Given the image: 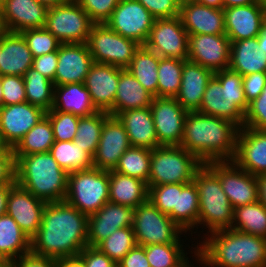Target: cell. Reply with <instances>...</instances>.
Here are the masks:
<instances>
[{
    "mask_svg": "<svg viewBox=\"0 0 266 267\" xmlns=\"http://www.w3.org/2000/svg\"><path fill=\"white\" fill-rule=\"evenodd\" d=\"M87 227L88 216L65 200L47 203L31 252L54 259L78 255L88 246Z\"/></svg>",
    "mask_w": 266,
    "mask_h": 267,
    "instance_id": "6da1fadb",
    "label": "cell"
},
{
    "mask_svg": "<svg viewBox=\"0 0 266 267\" xmlns=\"http://www.w3.org/2000/svg\"><path fill=\"white\" fill-rule=\"evenodd\" d=\"M240 127L233 122L187 112L180 146L194 154L203 164L211 161H232L236 152Z\"/></svg>",
    "mask_w": 266,
    "mask_h": 267,
    "instance_id": "7a4b0ae2",
    "label": "cell"
},
{
    "mask_svg": "<svg viewBox=\"0 0 266 267\" xmlns=\"http://www.w3.org/2000/svg\"><path fill=\"white\" fill-rule=\"evenodd\" d=\"M210 235L194 251L205 267H266V238L231 228Z\"/></svg>",
    "mask_w": 266,
    "mask_h": 267,
    "instance_id": "3957f363",
    "label": "cell"
},
{
    "mask_svg": "<svg viewBox=\"0 0 266 267\" xmlns=\"http://www.w3.org/2000/svg\"><path fill=\"white\" fill-rule=\"evenodd\" d=\"M15 182L46 203L64 201L68 173L50 152L14 155Z\"/></svg>",
    "mask_w": 266,
    "mask_h": 267,
    "instance_id": "277c9868",
    "label": "cell"
},
{
    "mask_svg": "<svg viewBox=\"0 0 266 267\" xmlns=\"http://www.w3.org/2000/svg\"><path fill=\"white\" fill-rule=\"evenodd\" d=\"M248 107L243 76L227 68L214 72L197 112L228 120L242 128Z\"/></svg>",
    "mask_w": 266,
    "mask_h": 267,
    "instance_id": "5b68a950",
    "label": "cell"
},
{
    "mask_svg": "<svg viewBox=\"0 0 266 267\" xmlns=\"http://www.w3.org/2000/svg\"><path fill=\"white\" fill-rule=\"evenodd\" d=\"M193 182L199 196L198 224L209 229L207 233L230 229L234 209L222 189L220 179L204 164Z\"/></svg>",
    "mask_w": 266,
    "mask_h": 267,
    "instance_id": "8992f818",
    "label": "cell"
},
{
    "mask_svg": "<svg viewBox=\"0 0 266 267\" xmlns=\"http://www.w3.org/2000/svg\"><path fill=\"white\" fill-rule=\"evenodd\" d=\"M204 164L181 146H159L151 150L147 186L188 184Z\"/></svg>",
    "mask_w": 266,
    "mask_h": 267,
    "instance_id": "52a82bcc",
    "label": "cell"
},
{
    "mask_svg": "<svg viewBox=\"0 0 266 267\" xmlns=\"http://www.w3.org/2000/svg\"><path fill=\"white\" fill-rule=\"evenodd\" d=\"M65 201L87 216L109 202V171L92 167L68 173Z\"/></svg>",
    "mask_w": 266,
    "mask_h": 267,
    "instance_id": "ba28073f",
    "label": "cell"
},
{
    "mask_svg": "<svg viewBox=\"0 0 266 267\" xmlns=\"http://www.w3.org/2000/svg\"><path fill=\"white\" fill-rule=\"evenodd\" d=\"M94 63L126 69L140 48L136 41L125 38L104 24H94L87 39Z\"/></svg>",
    "mask_w": 266,
    "mask_h": 267,
    "instance_id": "9c48e42d",
    "label": "cell"
},
{
    "mask_svg": "<svg viewBox=\"0 0 266 267\" xmlns=\"http://www.w3.org/2000/svg\"><path fill=\"white\" fill-rule=\"evenodd\" d=\"M132 228L136 244L140 246L181 243L179 234L185 233L169 215L161 212L149 200L135 208Z\"/></svg>",
    "mask_w": 266,
    "mask_h": 267,
    "instance_id": "30bf717a",
    "label": "cell"
},
{
    "mask_svg": "<svg viewBox=\"0 0 266 267\" xmlns=\"http://www.w3.org/2000/svg\"><path fill=\"white\" fill-rule=\"evenodd\" d=\"M94 22L75 1L47 10L45 28L61 44L86 43Z\"/></svg>",
    "mask_w": 266,
    "mask_h": 267,
    "instance_id": "8fae6325",
    "label": "cell"
},
{
    "mask_svg": "<svg viewBox=\"0 0 266 267\" xmlns=\"http://www.w3.org/2000/svg\"><path fill=\"white\" fill-rule=\"evenodd\" d=\"M205 165L220 179L233 209L258 201L256 176L239 168L233 161H211Z\"/></svg>",
    "mask_w": 266,
    "mask_h": 267,
    "instance_id": "7c38bea8",
    "label": "cell"
},
{
    "mask_svg": "<svg viewBox=\"0 0 266 267\" xmlns=\"http://www.w3.org/2000/svg\"><path fill=\"white\" fill-rule=\"evenodd\" d=\"M155 18L138 0H120L105 24L121 36L144 46Z\"/></svg>",
    "mask_w": 266,
    "mask_h": 267,
    "instance_id": "4fadbf2b",
    "label": "cell"
},
{
    "mask_svg": "<svg viewBox=\"0 0 266 267\" xmlns=\"http://www.w3.org/2000/svg\"><path fill=\"white\" fill-rule=\"evenodd\" d=\"M189 35L180 16L155 19L145 47L159 57L188 60Z\"/></svg>",
    "mask_w": 266,
    "mask_h": 267,
    "instance_id": "5bb4252c",
    "label": "cell"
},
{
    "mask_svg": "<svg viewBox=\"0 0 266 267\" xmlns=\"http://www.w3.org/2000/svg\"><path fill=\"white\" fill-rule=\"evenodd\" d=\"M151 113L160 146H180L187 111L175 97H153Z\"/></svg>",
    "mask_w": 266,
    "mask_h": 267,
    "instance_id": "9a60e30c",
    "label": "cell"
},
{
    "mask_svg": "<svg viewBox=\"0 0 266 267\" xmlns=\"http://www.w3.org/2000/svg\"><path fill=\"white\" fill-rule=\"evenodd\" d=\"M231 41L224 35H189L188 60L213 72L230 66Z\"/></svg>",
    "mask_w": 266,
    "mask_h": 267,
    "instance_id": "2e32d148",
    "label": "cell"
},
{
    "mask_svg": "<svg viewBox=\"0 0 266 267\" xmlns=\"http://www.w3.org/2000/svg\"><path fill=\"white\" fill-rule=\"evenodd\" d=\"M46 204L15 182L9 190L6 213L32 239L38 232Z\"/></svg>",
    "mask_w": 266,
    "mask_h": 267,
    "instance_id": "e0dca14e",
    "label": "cell"
},
{
    "mask_svg": "<svg viewBox=\"0 0 266 267\" xmlns=\"http://www.w3.org/2000/svg\"><path fill=\"white\" fill-rule=\"evenodd\" d=\"M135 208L105 203L96 213L88 216L87 240L88 246L96 247L114 231L132 227Z\"/></svg>",
    "mask_w": 266,
    "mask_h": 267,
    "instance_id": "ac0fdd59",
    "label": "cell"
},
{
    "mask_svg": "<svg viewBox=\"0 0 266 267\" xmlns=\"http://www.w3.org/2000/svg\"><path fill=\"white\" fill-rule=\"evenodd\" d=\"M131 146L123 124L116 116H109L103 124L99 144L93 156V167L110 171Z\"/></svg>",
    "mask_w": 266,
    "mask_h": 267,
    "instance_id": "d6986e66",
    "label": "cell"
},
{
    "mask_svg": "<svg viewBox=\"0 0 266 267\" xmlns=\"http://www.w3.org/2000/svg\"><path fill=\"white\" fill-rule=\"evenodd\" d=\"M123 68L93 63L85 78L84 85L90 93L93 105L98 111L113 116V105L117 92L119 75Z\"/></svg>",
    "mask_w": 266,
    "mask_h": 267,
    "instance_id": "ffe728a7",
    "label": "cell"
},
{
    "mask_svg": "<svg viewBox=\"0 0 266 267\" xmlns=\"http://www.w3.org/2000/svg\"><path fill=\"white\" fill-rule=\"evenodd\" d=\"M45 116L44 109L27 101L2 106L0 108V129L4 139L13 149L23 136Z\"/></svg>",
    "mask_w": 266,
    "mask_h": 267,
    "instance_id": "44dd1931",
    "label": "cell"
},
{
    "mask_svg": "<svg viewBox=\"0 0 266 267\" xmlns=\"http://www.w3.org/2000/svg\"><path fill=\"white\" fill-rule=\"evenodd\" d=\"M93 63L86 43L60 44L54 86L84 83Z\"/></svg>",
    "mask_w": 266,
    "mask_h": 267,
    "instance_id": "7402d4cb",
    "label": "cell"
},
{
    "mask_svg": "<svg viewBox=\"0 0 266 267\" xmlns=\"http://www.w3.org/2000/svg\"><path fill=\"white\" fill-rule=\"evenodd\" d=\"M232 161L254 176L266 174V132L240 128Z\"/></svg>",
    "mask_w": 266,
    "mask_h": 267,
    "instance_id": "603a6c76",
    "label": "cell"
},
{
    "mask_svg": "<svg viewBox=\"0 0 266 267\" xmlns=\"http://www.w3.org/2000/svg\"><path fill=\"white\" fill-rule=\"evenodd\" d=\"M47 10L36 0H6L1 11L4 31L20 33L27 29L44 28Z\"/></svg>",
    "mask_w": 266,
    "mask_h": 267,
    "instance_id": "cb8c5ba5",
    "label": "cell"
},
{
    "mask_svg": "<svg viewBox=\"0 0 266 267\" xmlns=\"http://www.w3.org/2000/svg\"><path fill=\"white\" fill-rule=\"evenodd\" d=\"M226 35L231 42L257 37L264 23V5L254 3L223 9Z\"/></svg>",
    "mask_w": 266,
    "mask_h": 267,
    "instance_id": "d4e9b609",
    "label": "cell"
},
{
    "mask_svg": "<svg viewBox=\"0 0 266 267\" xmlns=\"http://www.w3.org/2000/svg\"><path fill=\"white\" fill-rule=\"evenodd\" d=\"M179 16L188 35L226 34L223 9L190 1L180 6Z\"/></svg>",
    "mask_w": 266,
    "mask_h": 267,
    "instance_id": "484cf974",
    "label": "cell"
},
{
    "mask_svg": "<svg viewBox=\"0 0 266 267\" xmlns=\"http://www.w3.org/2000/svg\"><path fill=\"white\" fill-rule=\"evenodd\" d=\"M213 75L212 70L184 60L180 90L175 99L187 112L200 109L205 88Z\"/></svg>",
    "mask_w": 266,
    "mask_h": 267,
    "instance_id": "4316f807",
    "label": "cell"
},
{
    "mask_svg": "<svg viewBox=\"0 0 266 267\" xmlns=\"http://www.w3.org/2000/svg\"><path fill=\"white\" fill-rule=\"evenodd\" d=\"M33 56L24 37L20 33L4 31L2 33V51L0 55V76H24L32 67Z\"/></svg>",
    "mask_w": 266,
    "mask_h": 267,
    "instance_id": "83f0119b",
    "label": "cell"
},
{
    "mask_svg": "<svg viewBox=\"0 0 266 267\" xmlns=\"http://www.w3.org/2000/svg\"><path fill=\"white\" fill-rule=\"evenodd\" d=\"M123 124L131 146L154 149L159 147L151 108L130 109L116 115Z\"/></svg>",
    "mask_w": 266,
    "mask_h": 267,
    "instance_id": "f1b7e54d",
    "label": "cell"
},
{
    "mask_svg": "<svg viewBox=\"0 0 266 267\" xmlns=\"http://www.w3.org/2000/svg\"><path fill=\"white\" fill-rule=\"evenodd\" d=\"M147 200L146 182L113 170L109 171V202L136 208Z\"/></svg>",
    "mask_w": 266,
    "mask_h": 267,
    "instance_id": "f546056e",
    "label": "cell"
},
{
    "mask_svg": "<svg viewBox=\"0 0 266 267\" xmlns=\"http://www.w3.org/2000/svg\"><path fill=\"white\" fill-rule=\"evenodd\" d=\"M52 109L59 112H69L79 117L98 112L84 83L55 86Z\"/></svg>",
    "mask_w": 266,
    "mask_h": 267,
    "instance_id": "4dcf8cb0",
    "label": "cell"
},
{
    "mask_svg": "<svg viewBox=\"0 0 266 267\" xmlns=\"http://www.w3.org/2000/svg\"><path fill=\"white\" fill-rule=\"evenodd\" d=\"M152 99L153 96L140 82L127 69H124L119 75L113 116L130 109L150 107Z\"/></svg>",
    "mask_w": 266,
    "mask_h": 267,
    "instance_id": "1f68e13d",
    "label": "cell"
},
{
    "mask_svg": "<svg viewBox=\"0 0 266 267\" xmlns=\"http://www.w3.org/2000/svg\"><path fill=\"white\" fill-rule=\"evenodd\" d=\"M229 68L242 76L266 72V57L259 51L258 37L231 42Z\"/></svg>",
    "mask_w": 266,
    "mask_h": 267,
    "instance_id": "d6a6232c",
    "label": "cell"
},
{
    "mask_svg": "<svg viewBox=\"0 0 266 267\" xmlns=\"http://www.w3.org/2000/svg\"><path fill=\"white\" fill-rule=\"evenodd\" d=\"M31 252V239L7 213L0 216V262L15 261Z\"/></svg>",
    "mask_w": 266,
    "mask_h": 267,
    "instance_id": "836d02e7",
    "label": "cell"
},
{
    "mask_svg": "<svg viewBox=\"0 0 266 267\" xmlns=\"http://www.w3.org/2000/svg\"><path fill=\"white\" fill-rule=\"evenodd\" d=\"M198 214L199 196L195 183H178L177 209H173L169 217L186 233L199 226Z\"/></svg>",
    "mask_w": 266,
    "mask_h": 267,
    "instance_id": "e575fe53",
    "label": "cell"
},
{
    "mask_svg": "<svg viewBox=\"0 0 266 267\" xmlns=\"http://www.w3.org/2000/svg\"><path fill=\"white\" fill-rule=\"evenodd\" d=\"M159 60L156 53L140 46L126 68L153 97H157Z\"/></svg>",
    "mask_w": 266,
    "mask_h": 267,
    "instance_id": "d590c367",
    "label": "cell"
},
{
    "mask_svg": "<svg viewBox=\"0 0 266 267\" xmlns=\"http://www.w3.org/2000/svg\"><path fill=\"white\" fill-rule=\"evenodd\" d=\"M54 142L55 139L51 122L49 118L45 116L23 136L13 148V154L30 155L48 152Z\"/></svg>",
    "mask_w": 266,
    "mask_h": 267,
    "instance_id": "8d00e7d4",
    "label": "cell"
},
{
    "mask_svg": "<svg viewBox=\"0 0 266 267\" xmlns=\"http://www.w3.org/2000/svg\"><path fill=\"white\" fill-rule=\"evenodd\" d=\"M49 152L67 173L93 167V158L73 141H55Z\"/></svg>",
    "mask_w": 266,
    "mask_h": 267,
    "instance_id": "74e56055",
    "label": "cell"
},
{
    "mask_svg": "<svg viewBox=\"0 0 266 267\" xmlns=\"http://www.w3.org/2000/svg\"><path fill=\"white\" fill-rule=\"evenodd\" d=\"M27 102L46 112L54 103V83L30 67L23 76Z\"/></svg>",
    "mask_w": 266,
    "mask_h": 267,
    "instance_id": "f35d334b",
    "label": "cell"
},
{
    "mask_svg": "<svg viewBox=\"0 0 266 267\" xmlns=\"http://www.w3.org/2000/svg\"><path fill=\"white\" fill-rule=\"evenodd\" d=\"M231 229L266 238V208L259 201L234 208Z\"/></svg>",
    "mask_w": 266,
    "mask_h": 267,
    "instance_id": "ab89813d",
    "label": "cell"
},
{
    "mask_svg": "<svg viewBox=\"0 0 266 267\" xmlns=\"http://www.w3.org/2000/svg\"><path fill=\"white\" fill-rule=\"evenodd\" d=\"M110 116L108 112L98 111L79 118L76 136L73 142L82 147L92 158L99 144L104 121Z\"/></svg>",
    "mask_w": 266,
    "mask_h": 267,
    "instance_id": "60d3db41",
    "label": "cell"
},
{
    "mask_svg": "<svg viewBox=\"0 0 266 267\" xmlns=\"http://www.w3.org/2000/svg\"><path fill=\"white\" fill-rule=\"evenodd\" d=\"M151 165V149L130 146L120 157L113 171L135 177L148 184Z\"/></svg>",
    "mask_w": 266,
    "mask_h": 267,
    "instance_id": "b9f144b4",
    "label": "cell"
},
{
    "mask_svg": "<svg viewBox=\"0 0 266 267\" xmlns=\"http://www.w3.org/2000/svg\"><path fill=\"white\" fill-rule=\"evenodd\" d=\"M184 60L160 57L157 97H176L180 90Z\"/></svg>",
    "mask_w": 266,
    "mask_h": 267,
    "instance_id": "7bdbcfd3",
    "label": "cell"
},
{
    "mask_svg": "<svg viewBox=\"0 0 266 267\" xmlns=\"http://www.w3.org/2000/svg\"><path fill=\"white\" fill-rule=\"evenodd\" d=\"M136 245L133 228L125 227L114 231L96 247L118 264Z\"/></svg>",
    "mask_w": 266,
    "mask_h": 267,
    "instance_id": "ee69618b",
    "label": "cell"
},
{
    "mask_svg": "<svg viewBox=\"0 0 266 267\" xmlns=\"http://www.w3.org/2000/svg\"><path fill=\"white\" fill-rule=\"evenodd\" d=\"M181 243L151 244L143 246L150 267H177L187 257Z\"/></svg>",
    "mask_w": 266,
    "mask_h": 267,
    "instance_id": "f6af8a7d",
    "label": "cell"
},
{
    "mask_svg": "<svg viewBox=\"0 0 266 267\" xmlns=\"http://www.w3.org/2000/svg\"><path fill=\"white\" fill-rule=\"evenodd\" d=\"M20 34L24 37L33 58L57 51L61 44L45 27L27 29Z\"/></svg>",
    "mask_w": 266,
    "mask_h": 267,
    "instance_id": "bcb514c9",
    "label": "cell"
},
{
    "mask_svg": "<svg viewBox=\"0 0 266 267\" xmlns=\"http://www.w3.org/2000/svg\"><path fill=\"white\" fill-rule=\"evenodd\" d=\"M46 116L51 122L55 141H73L75 139L79 116L53 109L47 111Z\"/></svg>",
    "mask_w": 266,
    "mask_h": 267,
    "instance_id": "7dc6e473",
    "label": "cell"
},
{
    "mask_svg": "<svg viewBox=\"0 0 266 267\" xmlns=\"http://www.w3.org/2000/svg\"><path fill=\"white\" fill-rule=\"evenodd\" d=\"M148 200L161 212L169 215L177 209L178 183L148 186Z\"/></svg>",
    "mask_w": 266,
    "mask_h": 267,
    "instance_id": "c3c4849f",
    "label": "cell"
},
{
    "mask_svg": "<svg viewBox=\"0 0 266 267\" xmlns=\"http://www.w3.org/2000/svg\"><path fill=\"white\" fill-rule=\"evenodd\" d=\"M243 127L266 132V84L262 93L249 103Z\"/></svg>",
    "mask_w": 266,
    "mask_h": 267,
    "instance_id": "681fc988",
    "label": "cell"
},
{
    "mask_svg": "<svg viewBox=\"0 0 266 267\" xmlns=\"http://www.w3.org/2000/svg\"><path fill=\"white\" fill-rule=\"evenodd\" d=\"M95 24H104L120 0H75Z\"/></svg>",
    "mask_w": 266,
    "mask_h": 267,
    "instance_id": "f907efd6",
    "label": "cell"
},
{
    "mask_svg": "<svg viewBox=\"0 0 266 267\" xmlns=\"http://www.w3.org/2000/svg\"><path fill=\"white\" fill-rule=\"evenodd\" d=\"M3 106L26 102L23 76H2Z\"/></svg>",
    "mask_w": 266,
    "mask_h": 267,
    "instance_id": "816d5d0a",
    "label": "cell"
},
{
    "mask_svg": "<svg viewBox=\"0 0 266 267\" xmlns=\"http://www.w3.org/2000/svg\"><path fill=\"white\" fill-rule=\"evenodd\" d=\"M155 19L179 16L180 7L174 0H138Z\"/></svg>",
    "mask_w": 266,
    "mask_h": 267,
    "instance_id": "f5cc1de1",
    "label": "cell"
},
{
    "mask_svg": "<svg viewBox=\"0 0 266 267\" xmlns=\"http://www.w3.org/2000/svg\"><path fill=\"white\" fill-rule=\"evenodd\" d=\"M265 84L266 72L252 73L243 76L244 96L248 104L262 93Z\"/></svg>",
    "mask_w": 266,
    "mask_h": 267,
    "instance_id": "db71d44e",
    "label": "cell"
},
{
    "mask_svg": "<svg viewBox=\"0 0 266 267\" xmlns=\"http://www.w3.org/2000/svg\"><path fill=\"white\" fill-rule=\"evenodd\" d=\"M58 65V50L33 58L32 68L54 83Z\"/></svg>",
    "mask_w": 266,
    "mask_h": 267,
    "instance_id": "11a10c76",
    "label": "cell"
},
{
    "mask_svg": "<svg viewBox=\"0 0 266 267\" xmlns=\"http://www.w3.org/2000/svg\"><path fill=\"white\" fill-rule=\"evenodd\" d=\"M79 255L84 259L86 267H117V264L97 247L86 246Z\"/></svg>",
    "mask_w": 266,
    "mask_h": 267,
    "instance_id": "9f6ffc18",
    "label": "cell"
},
{
    "mask_svg": "<svg viewBox=\"0 0 266 267\" xmlns=\"http://www.w3.org/2000/svg\"><path fill=\"white\" fill-rule=\"evenodd\" d=\"M16 267H57V259L29 252L13 261Z\"/></svg>",
    "mask_w": 266,
    "mask_h": 267,
    "instance_id": "6f0895ef",
    "label": "cell"
},
{
    "mask_svg": "<svg viewBox=\"0 0 266 267\" xmlns=\"http://www.w3.org/2000/svg\"><path fill=\"white\" fill-rule=\"evenodd\" d=\"M117 267H150L148 259L146 258L145 248L136 245L117 264Z\"/></svg>",
    "mask_w": 266,
    "mask_h": 267,
    "instance_id": "680465c9",
    "label": "cell"
},
{
    "mask_svg": "<svg viewBox=\"0 0 266 267\" xmlns=\"http://www.w3.org/2000/svg\"><path fill=\"white\" fill-rule=\"evenodd\" d=\"M15 183V157L13 153L0 154V185Z\"/></svg>",
    "mask_w": 266,
    "mask_h": 267,
    "instance_id": "91938a15",
    "label": "cell"
},
{
    "mask_svg": "<svg viewBox=\"0 0 266 267\" xmlns=\"http://www.w3.org/2000/svg\"><path fill=\"white\" fill-rule=\"evenodd\" d=\"M57 267H86L84 259L78 254L57 259Z\"/></svg>",
    "mask_w": 266,
    "mask_h": 267,
    "instance_id": "94428289",
    "label": "cell"
},
{
    "mask_svg": "<svg viewBox=\"0 0 266 267\" xmlns=\"http://www.w3.org/2000/svg\"><path fill=\"white\" fill-rule=\"evenodd\" d=\"M258 184V201L266 208V174L256 176Z\"/></svg>",
    "mask_w": 266,
    "mask_h": 267,
    "instance_id": "6125c7cd",
    "label": "cell"
},
{
    "mask_svg": "<svg viewBox=\"0 0 266 267\" xmlns=\"http://www.w3.org/2000/svg\"><path fill=\"white\" fill-rule=\"evenodd\" d=\"M12 184L0 185V216L6 213L7 199Z\"/></svg>",
    "mask_w": 266,
    "mask_h": 267,
    "instance_id": "be15d7a7",
    "label": "cell"
},
{
    "mask_svg": "<svg viewBox=\"0 0 266 267\" xmlns=\"http://www.w3.org/2000/svg\"><path fill=\"white\" fill-rule=\"evenodd\" d=\"M254 3H261L260 0H223V9L234 6H246Z\"/></svg>",
    "mask_w": 266,
    "mask_h": 267,
    "instance_id": "e7e4bbea",
    "label": "cell"
},
{
    "mask_svg": "<svg viewBox=\"0 0 266 267\" xmlns=\"http://www.w3.org/2000/svg\"><path fill=\"white\" fill-rule=\"evenodd\" d=\"M257 37H258L259 51L264 53L266 57V24L265 23H263V25L261 26L260 33Z\"/></svg>",
    "mask_w": 266,
    "mask_h": 267,
    "instance_id": "03108f58",
    "label": "cell"
},
{
    "mask_svg": "<svg viewBox=\"0 0 266 267\" xmlns=\"http://www.w3.org/2000/svg\"><path fill=\"white\" fill-rule=\"evenodd\" d=\"M192 2L203 4L208 7L223 9V0H191Z\"/></svg>",
    "mask_w": 266,
    "mask_h": 267,
    "instance_id": "003e7915",
    "label": "cell"
},
{
    "mask_svg": "<svg viewBox=\"0 0 266 267\" xmlns=\"http://www.w3.org/2000/svg\"><path fill=\"white\" fill-rule=\"evenodd\" d=\"M38 3L44 5L47 9L53 8L55 6L67 4L72 0H36Z\"/></svg>",
    "mask_w": 266,
    "mask_h": 267,
    "instance_id": "a7ac6f4b",
    "label": "cell"
},
{
    "mask_svg": "<svg viewBox=\"0 0 266 267\" xmlns=\"http://www.w3.org/2000/svg\"><path fill=\"white\" fill-rule=\"evenodd\" d=\"M5 153H13V149L4 139L3 133L1 132L0 129V154H5Z\"/></svg>",
    "mask_w": 266,
    "mask_h": 267,
    "instance_id": "89a4df30",
    "label": "cell"
},
{
    "mask_svg": "<svg viewBox=\"0 0 266 267\" xmlns=\"http://www.w3.org/2000/svg\"><path fill=\"white\" fill-rule=\"evenodd\" d=\"M0 267H16V264L13 261H2Z\"/></svg>",
    "mask_w": 266,
    "mask_h": 267,
    "instance_id": "2644e50d",
    "label": "cell"
},
{
    "mask_svg": "<svg viewBox=\"0 0 266 267\" xmlns=\"http://www.w3.org/2000/svg\"><path fill=\"white\" fill-rule=\"evenodd\" d=\"M193 266L194 267V264H190L189 263V260H188V257L180 264L178 265L177 267H191Z\"/></svg>",
    "mask_w": 266,
    "mask_h": 267,
    "instance_id": "8c879c8a",
    "label": "cell"
},
{
    "mask_svg": "<svg viewBox=\"0 0 266 267\" xmlns=\"http://www.w3.org/2000/svg\"><path fill=\"white\" fill-rule=\"evenodd\" d=\"M3 106L2 76H0V108Z\"/></svg>",
    "mask_w": 266,
    "mask_h": 267,
    "instance_id": "753ad0ef",
    "label": "cell"
},
{
    "mask_svg": "<svg viewBox=\"0 0 266 267\" xmlns=\"http://www.w3.org/2000/svg\"><path fill=\"white\" fill-rule=\"evenodd\" d=\"M177 4H178V6L180 7L181 5H183V4H186V3H188V2H190L191 0H174Z\"/></svg>",
    "mask_w": 266,
    "mask_h": 267,
    "instance_id": "34e18365",
    "label": "cell"
},
{
    "mask_svg": "<svg viewBox=\"0 0 266 267\" xmlns=\"http://www.w3.org/2000/svg\"><path fill=\"white\" fill-rule=\"evenodd\" d=\"M5 2H6V0H0V12L4 8Z\"/></svg>",
    "mask_w": 266,
    "mask_h": 267,
    "instance_id": "11e5206c",
    "label": "cell"
},
{
    "mask_svg": "<svg viewBox=\"0 0 266 267\" xmlns=\"http://www.w3.org/2000/svg\"><path fill=\"white\" fill-rule=\"evenodd\" d=\"M4 32V28L2 26V22H1V12H0V35Z\"/></svg>",
    "mask_w": 266,
    "mask_h": 267,
    "instance_id": "2a66077c",
    "label": "cell"
},
{
    "mask_svg": "<svg viewBox=\"0 0 266 267\" xmlns=\"http://www.w3.org/2000/svg\"><path fill=\"white\" fill-rule=\"evenodd\" d=\"M1 51H2V34L0 35V55H1Z\"/></svg>",
    "mask_w": 266,
    "mask_h": 267,
    "instance_id": "b9fcfbb0",
    "label": "cell"
},
{
    "mask_svg": "<svg viewBox=\"0 0 266 267\" xmlns=\"http://www.w3.org/2000/svg\"><path fill=\"white\" fill-rule=\"evenodd\" d=\"M264 23L266 24V6H264Z\"/></svg>",
    "mask_w": 266,
    "mask_h": 267,
    "instance_id": "09005b40",
    "label": "cell"
},
{
    "mask_svg": "<svg viewBox=\"0 0 266 267\" xmlns=\"http://www.w3.org/2000/svg\"><path fill=\"white\" fill-rule=\"evenodd\" d=\"M260 2H261L264 6H266V0H260Z\"/></svg>",
    "mask_w": 266,
    "mask_h": 267,
    "instance_id": "979ff035",
    "label": "cell"
}]
</instances>
